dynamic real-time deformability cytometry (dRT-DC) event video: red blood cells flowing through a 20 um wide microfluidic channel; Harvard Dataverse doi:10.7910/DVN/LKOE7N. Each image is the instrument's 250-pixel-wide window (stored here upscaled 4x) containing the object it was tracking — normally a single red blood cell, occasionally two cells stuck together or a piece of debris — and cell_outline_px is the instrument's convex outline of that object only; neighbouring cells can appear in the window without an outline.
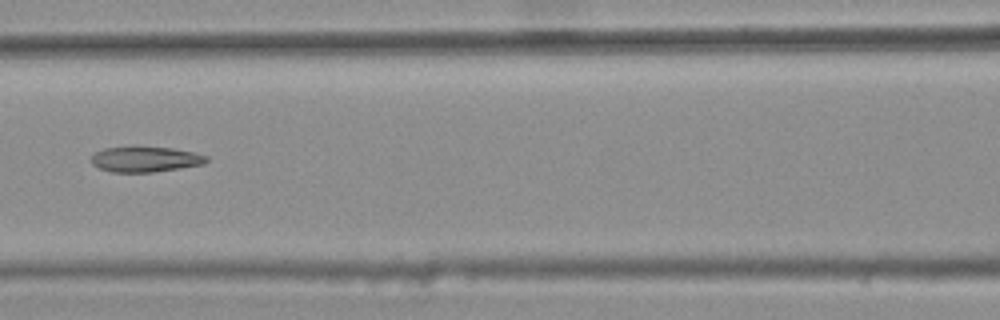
{"species": "common noctule bat (a hibernating species)", "species_latin": "Nyctalus noctula", "temperature_condition": "warm", "stored_images_in_passage": 9, "camera_frame_rate_fps": 3000, "um_per_image_px": 0.085, "animal": {"sex": "female", "body_mass_g": 25.1}, "frame": {"image": 1, "passage_image": 6, "time_ms": 1.667, "image_size_px": [1000, 320], "cell_outline_px": [[208, 160], [204, 164], [180, 168], [152, 172], [112, 172], [100, 168], [92, 164], [92, 156], [96, 152], [104, 148], [172, 148], [192, 152], [208, 156]], "centroid_in_image_um": [12.38, 13.56], "position_along_channel_um": 154.2, "area_um2": 16.59}}
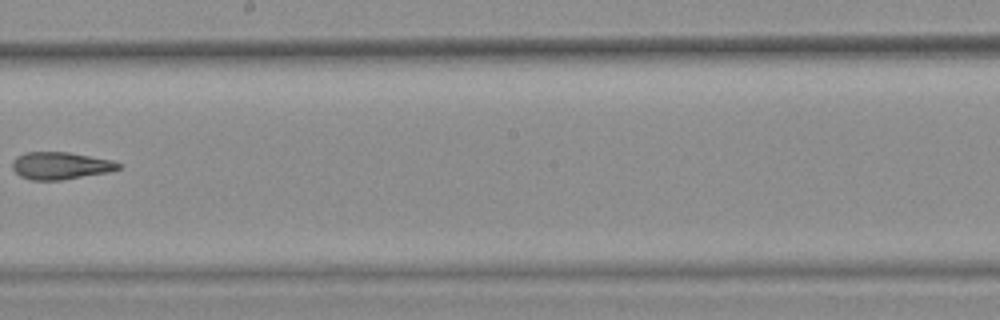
{"frame": {"image": 2, "passage_image": 8, "time_ms": 2.333, "image_size_px": [1000, 320], "cell_outline_px": [[120, 168], [108, 172], [60, 180], [32, 180], [20, 176], [12, 168], [12, 160], [16, 156], [24, 152], [68, 152], [112, 160], [120, 164]], "centroid_in_image_um": [5.1, 14.07], "position_along_channel_um": 243.1, "area_um2": 16.82}}
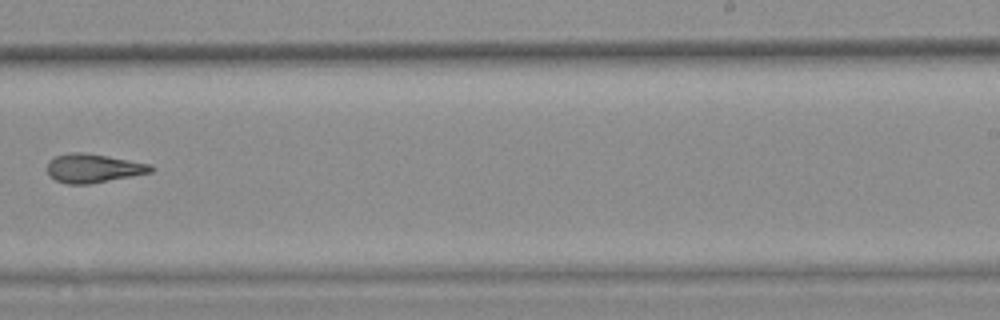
{"frame": {"image": 3, "passage_image": 9, "time_ms": 2.667, "image_size_px": [1000, 320], "cell_outline_px": [[152, 172], [132, 176], [88, 184], [68, 184], [56, 180], [48, 176], [48, 160], [56, 156], [68, 152], [80, 152], [108, 156], [152, 164]], "centroid_in_image_um": [7.91, 14.29], "position_along_channel_um": 281.1, "area_um2": 17.34}}